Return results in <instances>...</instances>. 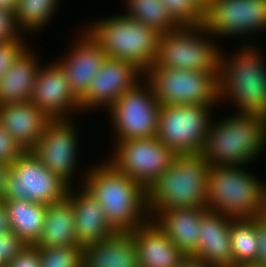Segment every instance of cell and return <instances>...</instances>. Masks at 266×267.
I'll return each mask as SVG.
<instances>
[{
  "instance_id": "6da1fadb",
  "label": "cell",
  "mask_w": 266,
  "mask_h": 267,
  "mask_svg": "<svg viewBox=\"0 0 266 267\" xmlns=\"http://www.w3.org/2000/svg\"><path fill=\"white\" fill-rule=\"evenodd\" d=\"M82 173V185L99 202L115 232H132L151 218L147 189L119 172L108 160L92 165Z\"/></svg>"
},
{
  "instance_id": "7a4b0ae2",
  "label": "cell",
  "mask_w": 266,
  "mask_h": 267,
  "mask_svg": "<svg viewBox=\"0 0 266 267\" xmlns=\"http://www.w3.org/2000/svg\"><path fill=\"white\" fill-rule=\"evenodd\" d=\"M265 146L266 117L233 112L212 120L200 154L211 166H244L257 160Z\"/></svg>"
},
{
  "instance_id": "3957f363",
  "label": "cell",
  "mask_w": 266,
  "mask_h": 267,
  "mask_svg": "<svg viewBox=\"0 0 266 267\" xmlns=\"http://www.w3.org/2000/svg\"><path fill=\"white\" fill-rule=\"evenodd\" d=\"M243 42L240 49H236V54L230 57L222 50L218 79L219 102L229 99L234 102L232 105L237 107L236 110L239 108L238 113L266 117L265 58L258 43Z\"/></svg>"
},
{
  "instance_id": "277c9868",
  "label": "cell",
  "mask_w": 266,
  "mask_h": 267,
  "mask_svg": "<svg viewBox=\"0 0 266 267\" xmlns=\"http://www.w3.org/2000/svg\"><path fill=\"white\" fill-rule=\"evenodd\" d=\"M210 166L201 154L177 155L147 189L149 215L156 210L206 207Z\"/></svg>"
},
{
  "instance_id": "5b68a950",
  "label": "cell",
  "mask_w": 266,
  "mask_h": 267,
  "mask_svg": "<svg viewBox=\"0 0 266 267\" xmlns=\"http://www.w3.org/2000/svg\"><path fill=\"white\" fill-rule=\"evenodd\" d=\"M86 30L100 44L106 56L126 60L145 71L157 55L160 34L124 13L97 19Z\"/></svg>"
},
{
  "instance_id": "8992f818",
  "label": "cell",
  "mask_w": 266,
  "mask_h": 267,
  "mask_svg": "<svg viewBox=\"0 0 266 267\" xmlns=\"http://www.w3.org/2000/svg\"><path fill=\"white\" fill-rule=\"evenodd\" d=\"M247 166H210L206 207L233 219L259 218L262 180Z\"/></svg>"
},
{
  "instance_id": "52a82bcc",
  "label": "cell",
  "mask_w": 266,
  "mask_h": 267,
  "mask_svg": "<svg viewBox=\"0 0 266 267\" xmlns=\"http://www.w3.org/2000/svg\"><path fill=\"white\" fill-rule=\"evenodd\" d=\"M201 26H179L160 34L157 55L152 65L219 74L222 48Z\"/></svg>"
},
{
  "instance_id": "ba28073f",
  "label": "cell",
  "mask_w": 266,
  "mask_h": 267,
  "mask_svg": "<svg viewBox=\"0 0 266 267\" xmlns=\"http://www.w3.org/2000/svg\"><path fill=\"white\" fill-rule=\"evenodd\" d=\"M161 105H218L219 74L151 65L144 71Z\"/></svg>"
},
{
  "instance_id": "9c48e42d",
  "label": "cell",
  "mask_w": 266,
  "mask_h": 267,
  "mask_svg": "<svg viewBox=\"0 0 266 267\" xmlns=\"http://www.w3.org/2000/svg\"><path fill=\"white\" fill-rule=\"evenodd\" d=\"M69 188L32 151H25L9 166L2 200L16 199L49 205L63 200Z\"/></svg>"
},
{
  "instance_id": "30bf717a",
  "label": "cell",
  "mask_w": 266,
  "mask_h": 267,
  "mask_svg": "<svg viewBox=\"0 0 266 267\" xmlns=\"http://www.w3.org/2000/svg\"><path fill=\"white\" fill-rule=\"evenodd\" d=\"M161 106L145 79L119 96L108 109L105 108L113 124L114 142L155 137Z\"/></svg>"
},
{
  "instance_id": "8fae6325",
  "label": "cell",
  "mask_w": 266,
  "mask_h": 267,
  "mask_svg": "<svg viewBox=\"0 0 266 267\" xmlns=\"http://www.w3.org/2000/svg\"><path fill=\"white\" fill-rule=\"evenodd\" d=\"M211 105H162L156 137L178 155L200 154L214 118Z\"/></svg>"
},
{
  "instance_id": "7c38bea8",
  "label": "cell",
  "mask_w": 266,
  "mask_h": 267,
  "mask_svg": "<svg viewBox=\"0 0 266 267\" xmlns=\"http://www.w3.org/2000/svg\"><path fill=\"white\" fill-rule=\"evenodd\" d=\"M111 152L113 154L108 162L146 189L171 166L178 155L156 136L115 142L114 151Z\"/></svg>"
},
{
  "instance_id": "4fadbf2b",
  "label": "cell",
  "mask_w": 266,
  "mask_h": 267,
  "mask_svg": "<svg viewBox=\"0 0 266 267\" xmlns=\"http://www.w3.org/2000/svg\"><path fill=\"white\" fill-rule=\"evenodd\" d=\"M202 26L214 39L239 35L251 38L266 30V0H209L203 8Z\"/></svg>"
},
{
  "instance_id": "5bb4252c",
  "label": "cell",
  "mask_w": 266,
  "mask_h": 267,
  "mask_svg": "<svg viewBox=\"0 0 266 267\" xmlns=\"http://www.w3.org/2000/svg\"><path fill=\"white\" fill-rule=\"evenodd\" d=\"M73 120L51 119L31 150L50 172L58 175L70 187L76 175V158L80 149V134Z\"/></svg>"
},
{
  "instance_id": "9a60e30c",
  "label": "cell",
  "mask_w": 266,
  "mask_h": 267,
  "mask_svg": "<svg viewBox=\"0 0 266 267\" xmlns=\"http://www.w3.org/2000/svg\"><path fill=\"white\" fill-rule=\"evenodd\" d=\"M142 79L144 71L136 64L107 57L80 98L81 112L101 107L108 109L119 96L130 91Z\"/></svg>"
},
{
  "instance_id": "2e32d148",
  "label": "cell",
  "mask_w": 266,
  "mask_h": 267,
  "mask_svg": "<svg viewBox=\"0 0 266 267\" xmlns=\"http://www.w3.org/2000/svg\"><path fill=\"white\" fill-rule=\"evenodd\" d=\"M30 101L51 119H71L81 112L80 99L71 90L65 70L57 61L40 67Z\"/></svg>"
},
{
  "instance_id": "e0dca14e",
  "label": "cell",
  "mask_w": 266,
  "mask_h": 267,
  "mask_svg": "<svg viewBox=\"0 0 266 267\" xmlns=\"http://www.w3.org/2000/svg\"><path fill=\"white\" fill-rule=\"evenodd\" d=\"M77 38L64 58L56 61L65 70L71 90L80 99L88 90L107 56L86 29L82 30Z\"/></svg>"
},
{
  "instance_id": "ac0fdd59",
  "label": "cell",
  "mask_w": 266,
  "mask_h": 267,
  "mask_svg": "<svg viewBox=\"0 0 266 267\" xmlns=\"http://www.w3.org/2000/svg\"><path fill=\"white\" fill-rule=\"evenodd\" d=\"M234 219L207 210L201 217L199 241L194 258L208 267H233L230 224Z\"/></svg>"
},
{
  "instance_id": "d6986e66",
  "label": "cell",
  "mask_w": 266,
  "mask_h": 267,
  "mask_svg": "<svg viewBox=\"0 0 266 267\" xmlns=\"http://www.w3.org/2000/svg\"><path fill=\"white\" fill-rule=\"evenodd\" d=\"M74 189L71 186L67 196L73 201L78 246L83 248L113 236L116 232L108 224L99 202L83 185L78 191Z\"/></svg>"
},
{
  "instance_id": "ffe728a7",
  "label": "cell",
  "mask_w": 266,
  "mask_h": 267,
  "mask_svg": "<svg viewBox=\"0 0 266 267\" xmlns=\"http://www.w3.org/2000/svg\"><path fill=\"white\" fill-rule=\"evenodd\" d=\"M51 118L31 101L0 105V125L25 151H31Z\"/></svg>"
},
{
  "instance_id": "44dd1931",
  "label": "cell",
  "mask_w": 266,
  "mask_h": 267,
  "mask_svg": "<svg viewBox=\"0 0 266 267\" xmlns=\"http://www.w3.org/2000/svg\"><path fill=\"white\" fill-rule=\"evenodd\" d=\"M130 233L139 267H176L186 256L151 218Z\"/></svg>"
},
{
  "instance_id": "7402d4cb",
  "label": "cell",
  "mask_w": 266,
  "mask_h": 267,
  "mask_svg": "<svg viewBox=\"0 0 266 267\" xmlns=\"http://www.w3.org/2000/svg\"><path fill=\"white\" fill-rule=\"evenodd\" d=\"M207 210V207L156 210L151 219L186 256H193L197 251L201 217Z\"/></svg>"
},
{
  "instance_id": "603a6c76",
  "label": "cell",
  "mask_w": 266,
  "mask_h": 267,
  "mask_svg": "<svg viewBox=\"0 0 266 267\" xmlns=\"http://www.w3.org/2000/svg\"><path fill=\"white\" fill-rule=\"evenodd\" d=\"M82 267H139L136 241L130 232H116L82 248Z\"/></svg>"
},
{
  "instance_id": "cb8c5ba5",
  "label": "cell",
  "mask_w": 266,
  "mask_h": 267,
  "mask_svg": "<svg viewBox=\"0 0 266 267\" xmlns=\"http://www.w3.org/2000/svg\"><path fill=\"white\" fill-rule=\"evenodd\" d=\"M39 62L35 52L28 47L0 79V105L30 101L34 83L42 66Z\"/></svg>"
},
{
  "instance_id": "d4e9b609",
  "label": "cell",
  "mask_w": 266,
  "mask_h": 267,
  "mask_svg": "<svg viewBox=\"0 0 266 267\" xmlns=\"http://www.w3.org/2000/svg\"><path fill=\"white\" fill-rule=\"evenodd\" d=\"M73 201L63 200L47 205L46 218L37 247L78 246Z\"/></svg>"
},
{
  "instance_id": "484cf974",
  "label": "cell",
  "mask_w": 266,
  "mask_h": 267,
  "mask_svg": "<svg viewBox=\"0 0 266 267\" xmlns=\"http://www.w3.org/2000/svg\"><path fill=\"white\" fill-rule=\"evenodd\" d=\"M11 230L26 244L36 245L41 237L47 205L25 200H2Z\"/></svg>"
},
{
  "instance_id": "4316f807",
  "label": "cell",
  "mask_w": 266,
  "mask_h": 267,
  "mask_svg": "<svg viewBox=\"0 0 266 267\" xmlns=\"http://www.w3.org/2000/svg\"><path fill=\"white\" fill-rule=\"evenodd\" d=\"M129 18L143 23L159 34L179 27L169 16L161 0H123Z\"/></svg>"
},
{
  "instance_id": "83f0119b",
  "label": "cell",
  "mask_w": 266,
  "mask_h": 267,
  "mask_svg": "<svg viewBox=\"0 0 266 267\" xmlns=\"http://www.w3.org/2000/svg\"><path fill=\"white\" fill-rule=\"evenodd\" d=\"M233 267L255 264L258 255V238L255 218L234 219L230 224Z\"/></svg>"
},
{
  "instance_id": "f1b7e54d",
  "label": "cell",
  "mask_w": 266,
  "mask_h": 267,
  "mask_svg": "<svg viewBox=\"0 0 266 267\" xmlns=\"http://www.w3.org/2000/svg\"><path fill=\"white\" fill-rule=\"evenodd\" d=\"M59 0H18L14 13L17 28L25 35L42 31L50 23ZM31 32V33H30Z\"/></svg>"
},
{
  "instance_id": "f546056e",
  "label": "cell",
  "mask_w": 266,
  "mask_h": 267,
  "mask_svg": "<svg viewBox=\"0 0 266 267\" xmlns=\"http://www.w3.org/2000/svg\"><path fill=\"white\" fill-rule=\"evenodd\" d=\"M40 267H82V247H39Z\"/></svg>"
},
{
  "instance_id": "4dcf8cb0",
  "label": "cell",
  "mask_w": 266,
  "mask_h": 267,
  "mask_svg": "<svg viewBox=\"0 0 266 267\" xmlns=\"http://www.w3.org/2000/svg\"><path fill=\"white\" fill-rule=\"evenodd\" d=\"M178 26H201L203 8L195 0H161Z\"/></svg>"
},
{
  "instance_id": "1f68e13d",
  "label": "cell",
  "mask_w": 266,
  "mask_h": 267,
  "mask_svg": "<svg viewBox=\"0 0 266 267\" xmlns=\"http://www.w3.org/2000/svg\"><path fill=\"white\" fill-rule=\"evenodd\" d=\"M24 37L14 40L0 42V79L4 73L18 60V58L28 49Z\"/></svg>"
},
{
  "instance_id": "d6a6232c",
  "label": "cell",
  "mask_w": 266,
  "mask_h": 267,
  "mask_svg": "<svg viewBox=\"0 0 266 267\" xmlns=\"http://www.w3.org/2000/svg\"><path fill=\"white\" fill-rule=\"evenodd\" d=\"M25 150L0 125V164L10 166Z\"/></svg>"
},
{
  "instance_id": "836d02e7",
  "label": "cell",
  "mask_w": 266,
  "mask_h": 267,
  "mask_svg": "<svg viewBox=\"0 0 266 267\" xmlns=\"http://www.w3.org/2000/svg\"><path fill=\"white\" fill-rule=\"evenodd\" d=\"M26 244L12 231L0 233V258L7 264Z\"/></svg>"
},
{
  "instance_id": "e575fe53",
  "label": "cell",
  "mask_w": 266,
  "mask_h": 267,
  "mask_svg": "<svg viewBox=\"0 0 266 267\" xmlns=\"http://www.w3.org/2000/svg\"><path fill=\"white\" fill-rule=\"evenodd\" d=\"M6 267H40L39 247L26 245L16 257L6 264Z\"/></svg>"
},
{
  "instance_id": "d590c367",
  "label": "cell",
  "mask_w": 266,
  "mask_h": 267,
  "mask_svg": "<svg viewBox=\"0 0 266 267\" xmlns=\"http://www.w3.org/2000/svg\"><path fill=\"white\" fill-rule=\"evenodd\" d=\"M20 32L17 28L14 14L0 8V42H6L24 36Z\"/></svg>"
},
{
  "instance_id": "8d00e7d4",
  "label": "cell",
  "mask_w": 266,
  "mask_h": 267,
  "mask_svg": "<svg viewBox=\"0 0 266 267\" xmlns=\"http://www.w3.org/2000/svg\"><path fill=\"white\" fill-rule=\"evenodd\" d=\"M255 228L258 238V255L255 265L266 267V221L262 218H255Z\"/></svg>"
},
{
  "instance_id": "74e56055",
  "label": "cell",
  "mask_w": 266,
  "mask_h": 267,
  "mask_svg": "<svg viewBox=\"0 0 266 267\" xmlns=\"http://www.w3.org/2000/svg\"><path fill=\"white\" fill-rule=\"evenodd\" d=\"M11 230L7 210L3 203H0V233Z\"/></svg>"
},
{
  "instance_id": "f35d334b",
  "label": "cell",
  "mask_w": 266,
  "mask_h": 267,
  "mask_svg": "<svg viewBox=\"0 0 266 267\" xmlns=\"http://www.w3.org/2000/svg\"><path fill=\"white\" fill-rule=\"evenodd\" d=\"M176 267H208L202 260L193 256H185V258Z\"/></svg>"
},
{
  "instance_id": "ab89813d",
  "label": "cell",
  "mask_w": 266,
  "mask_h": 267,
  "mask_svg": "<svg viewBox=\"0 0 266 267\" xmlns=\"http://www.w3.org/2000/svg\"><path fill=\"white\" fill-rule=\"evenodd\" d=\"M266 215V183H262L259 218Z\"/></svg>"
},
{
  "instance_id": "60d3db41",
  "label": "cell",
  "mask_w": 266,
  "mask_h": 267,
  "mask_svg": "<svg viewBox=\"0 0 266 267\" xmlns=\"http://www.w3.org/2000/svg\"><path fill=\"white\" fill-rule=\"evenodd\" d=\"M18 0H0V8L15 13Z\"/></svg>"
},
{
  "instance_id": "b9f144b4",
  "label": "cell",
  "mask_w": 266,
  "mask_h": 267,
  "mask_svg": "<svg viewBox=\"0 0 266 267\" xmlns=\"http://www.w3.org/2000/svg\"><path fill=\"white\" fill-rule=\"evenodd\" d=\"M8 171H9V166L0 164V203H2L4 182Z\"/></svg>"
},
{
  "instance_id": "7bdbcfd3",
  "label": "cell",
  "mask_w": 266,
  "mask_h": 267,
  "mask_svg": "<svg viewBox=\"0 0 266 267\" xmlns=\"http://www.w3.org/2000/svg\"><path fill=\"white\" fill-rule=\"evenodd\" d=\"M196 1V3H198L202 8H204L207 4H208V2H209V0H195Z\"/></svg>"
},
{
  "instance_id": "ee69618b",
  "label": "cell",
  "mask_w": 266,
  "mask_h": 267,
  "mask_svg": "<svg viewBox=\"0 0 266 267\" xmlns=\"http://www.w3.org/2000/svg\"><path fill=\"white\" fill-rule=\"evenodd\" d=\"M234 267H260L255 264H240V265H235Z\"/></svg>"
},
{
  "instance_id": "f6af8a7d",
  "label": "cell",
  "mask_w": 266,
  "mask_h": 267,
  "mask_svg": "<svg viewBox=\"0 0 266 267\" xmlns=\"http://www.w3.org/2000/svg\"><path fill=\"white\" fill-rule=\"evenodd\" d=\"M0 267H6V263L0 258Z\"/></svg>"
}]
</instances>
